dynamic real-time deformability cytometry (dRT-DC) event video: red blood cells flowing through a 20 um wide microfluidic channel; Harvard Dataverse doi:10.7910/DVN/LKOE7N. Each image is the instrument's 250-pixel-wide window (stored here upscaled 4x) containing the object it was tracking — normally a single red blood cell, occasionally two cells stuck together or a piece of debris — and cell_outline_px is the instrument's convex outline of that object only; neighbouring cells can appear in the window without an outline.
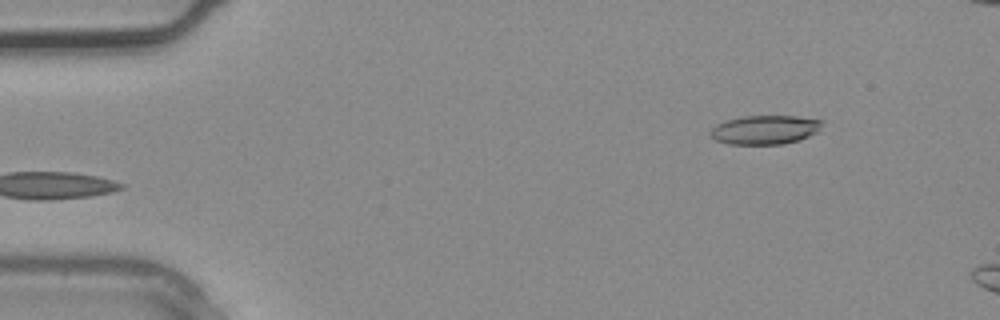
{"species": "common noctule bat (a hibernating species)", "species_latin": "Nyctalus noctula", "temperature_condition": "warm", "stored_images_in_passage": 2, "camera_frame_rate_fps": 3000, "um_per_image_px": 0.085, "animal": {"sex": "male", "body_mass_g": 20.4}, "frame": {"image": 1, "passage_image": 2, "time_ms": 0.333, "image_size_px": [1000, 320], "cell_outline_px": [[824, 120], [816, 132], [800, 140], [784, 144], [728, 144], [716, 140], [708, 132], [716, 124], [724, 120], [744, 116], [796, 116]], "centroid_in_image_um": [64.99, 11.03], "position_along_channel_um": 20.0, "area_um2": 18.9}}